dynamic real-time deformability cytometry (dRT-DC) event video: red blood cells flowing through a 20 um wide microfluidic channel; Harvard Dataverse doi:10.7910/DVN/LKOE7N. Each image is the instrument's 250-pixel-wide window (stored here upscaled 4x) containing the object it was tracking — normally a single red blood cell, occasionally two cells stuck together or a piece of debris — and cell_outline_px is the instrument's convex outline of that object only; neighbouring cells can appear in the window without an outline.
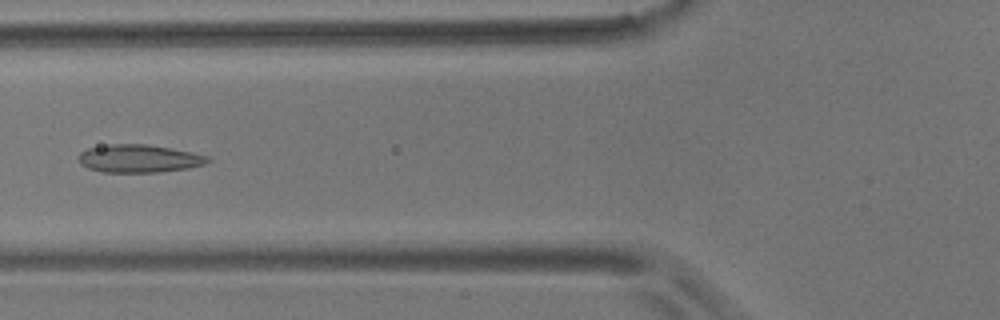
{"species": "common noctule bat (a hibernating species)", "species_latin": "Nyctalus noctula", "temperature_condition": "room temperature", "stored_images_in_passage": 4, "camera_frame_rate_fps": 3000, "um_per_image_px": 0.085, "animal": {"sex": "male", "body_mass_g": 17.9}, "frame": {"image": 1, "passage_image": 4, "time_ms": 3.333, "image_size_px": [1000, 320], "cell_outline_px": [[212, 160], [204, 164], [188, 168], [160, 172], [100, 172], [88, 168], [80, 164], [76, 156], [80, 152], [88, 148], [108, 144], [148, 144], [192, 152], [208, 156]], "centroid_in_image_um": [11.78, 13.47], "position_along_channel_um": 114.0, "area_um2": 21.21}}